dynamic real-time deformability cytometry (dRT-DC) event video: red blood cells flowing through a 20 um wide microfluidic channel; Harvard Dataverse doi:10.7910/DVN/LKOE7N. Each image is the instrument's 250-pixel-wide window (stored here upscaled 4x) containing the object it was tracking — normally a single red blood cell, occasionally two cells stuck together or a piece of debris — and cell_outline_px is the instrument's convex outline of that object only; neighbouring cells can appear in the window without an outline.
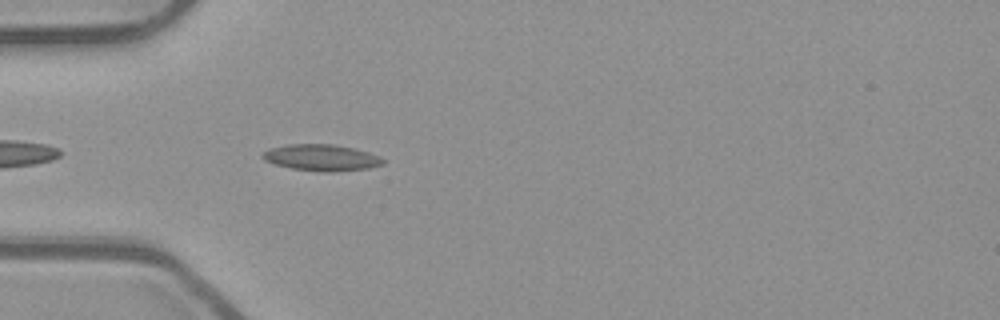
{"species": "common noctule bat (a hibernating species)", "species_latin": "Nyctalus noctula", "temperature_condition": "room temperature", "stored_images_in_passage": 40, "camera_frame_rate_fps": 3000, "um_per_image_px": 0.085, "animal": {"sex": "male", "body_mass_g": 23.1, "forearm_length_mm": 52.7}, "frame": {"image": 1, "passage_image": 3, "time_ms": 0.667, "image_size_px": [1000, 320], "cell_outline_px": [[384, 164], [368, 168], [332, 172], [324, 172], [292, 168], [276, 164], [264, 160], [264, 152], [268, 148], [288, 144], [332, 144], [352, 148], [368, 152], [380, 156], [384, 160]], "centroid_in_image_um": [27.34, 13.39], "position_along_channel_um": 57.7, "area_um2": 18.32}}
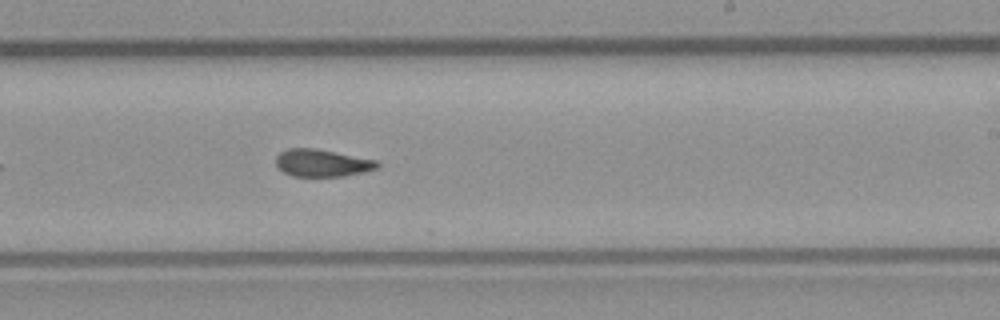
{"frame": {"image": 2, "passage_image": 19, "time_ms": 6.0, "image_size_px": [1000, 320], "cell_outline_px": [[380, 164], [376, 168], [364, 172], [344, 176], [292, 176], [284, 172], [276, 164], [276, 156], [280, 152], [288, 148], [312, 148], [376, 160]], "centroid_in_image_um": [27.35, 13.86], "position_along_channel_um": 261.6, "area_um2": 15.9}}
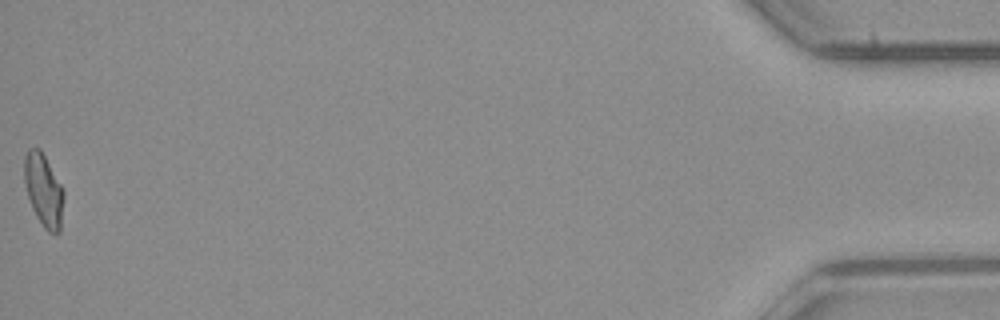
{"frame": {"image": 3, "passage_image": 40, "time_ms": 13.0, "image_size_px": [1000, 320], "cell_outline_px": [[64, 196], [60, 232], [56, 236], [48, 232], [44, 228], [36, 216], [32, 208], [28, 196], [24, 180], [24, 156], [28, 148], [40, 148], [64, 188]], "centroid_in_image_um": [3.72, 16.18], "position_along_channel_um": 431.5, "area_um2": 16.99}, "authors_computed_cell_mechanics": {"area_um2": 16.5308, "velocity_mm_per_s": 3.9021, "shape_relaxation_time_tau1_ms": null, "shape_relaxation_time_tau2_ms": 1.7993, "deformation_change_tau1": null, "deformation_change_tau2": 0.0589}}